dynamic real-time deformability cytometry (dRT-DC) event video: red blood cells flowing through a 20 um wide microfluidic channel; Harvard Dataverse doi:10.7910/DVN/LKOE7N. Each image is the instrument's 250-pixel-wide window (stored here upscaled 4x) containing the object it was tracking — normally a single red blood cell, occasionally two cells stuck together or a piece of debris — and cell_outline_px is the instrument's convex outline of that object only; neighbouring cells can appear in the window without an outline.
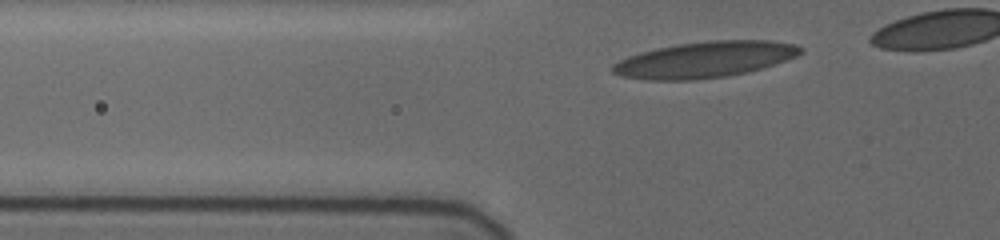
{"species": "human", "species_latin": "Homo sapiens", "temperature_condition": "cold", "stored_images_in_passage": 12, "camera_frame_rate_fps": 3000, "um_per_image_px": 0.085, "donor": {"sex": "female"}, "frame": {"image": 1, "passage_image": 2, "time_ms": 0.333, "image_size_px": [1000, 240], "cell_outline_px": [[804, 52], [796, 56], [748, 72], [728, 76], [692, 80], [644, 80], [620, 76], [612, 72], [608, 68], [612, 64], [628, 56], [640, 52], [656, 48], [676, 44], [712, 40], [768, 40], [796, 44], [804, 48]], "centroid_in_image_um": [59.86, 5.07], "position_along_channel_um": 65.9, "area_um2": 39.65}}